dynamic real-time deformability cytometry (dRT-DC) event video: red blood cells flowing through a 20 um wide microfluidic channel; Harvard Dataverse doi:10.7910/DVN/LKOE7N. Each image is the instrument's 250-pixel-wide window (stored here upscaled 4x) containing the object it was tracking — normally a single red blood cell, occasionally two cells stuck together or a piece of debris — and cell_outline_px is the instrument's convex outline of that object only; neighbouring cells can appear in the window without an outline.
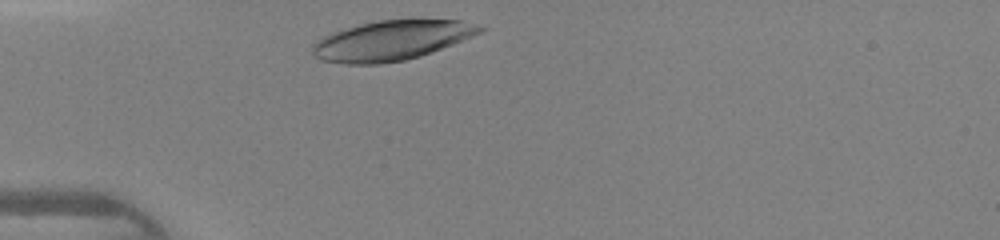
{"species": "human", "species_latin": "Homo sapiens", "temperature_condition": "warm", "stored_images_in_passage": 25, "camera_frame_rate_fps": 3000, "um_per_image_px": 0.085, "donor": {"sex": "female"}, "frame": {"image": 1, "passage_image": 1, "time_ms": 0.0, "image_size_px": [1000, 240], "cell_outline_px": [[488, 28], [484, 32], [420, 56], [404, 60], [380, 64], [344, 64], [324, 60], [316, 56], [312, 52], [312, 48], [324, 36], [360, 24], [380, 20], [460, 20], [476, 24]], "centroid_in_image_um": [33.35, 3.44], "position_along_channel_um": 51.6, "area_um2": 38.21}}
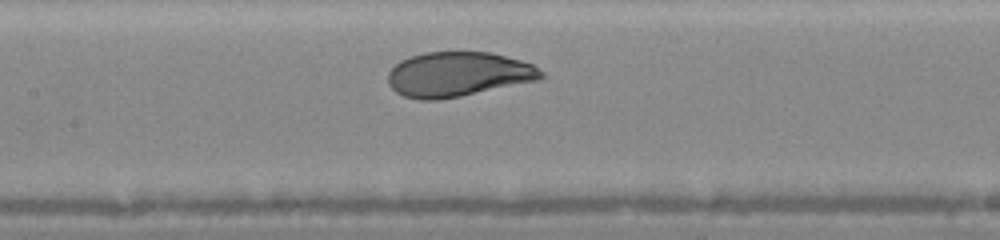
{"frame": {"image": 2, "passage_image": 10, "time_ms": 3.0, "image_size_px": [1000, 240], "cell_outline_px": [[544, 76], [540, 80], [440, 100], [420, 100], [404, 96], [396, 92], [388, 84], [388, 72], [400, 60], [408, 56], [424, 52], [492, 52], [520, 60], [532, 64], [544, 72]], "centroid_in_image_um": [38.93, 6.31], "position_along_channel_um": 168.5, "area_um2": 40.11}}
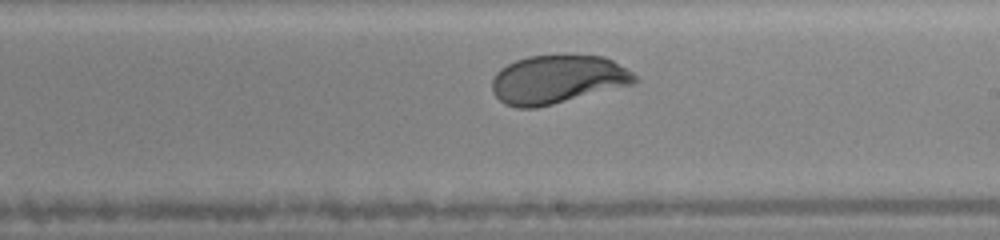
{"frame": {"image": 3, "passage_image": 15, "time_ms": 4.667, "image_size_px": [1000, 240], "cell_outline_px": [[636, 84], [536, 108], [516, 108], [504, 104], [492, 92], [492, 80], [496, 72], [500, 68], [516, 60], [528, 56], [564, 52], [604, 56], [612, 60], [632, 72], [636, 76]], "centroid_in_image_um": [47.39, 6.71], "position_along_channel_um": 241.6, "area_um2": 41.33}}